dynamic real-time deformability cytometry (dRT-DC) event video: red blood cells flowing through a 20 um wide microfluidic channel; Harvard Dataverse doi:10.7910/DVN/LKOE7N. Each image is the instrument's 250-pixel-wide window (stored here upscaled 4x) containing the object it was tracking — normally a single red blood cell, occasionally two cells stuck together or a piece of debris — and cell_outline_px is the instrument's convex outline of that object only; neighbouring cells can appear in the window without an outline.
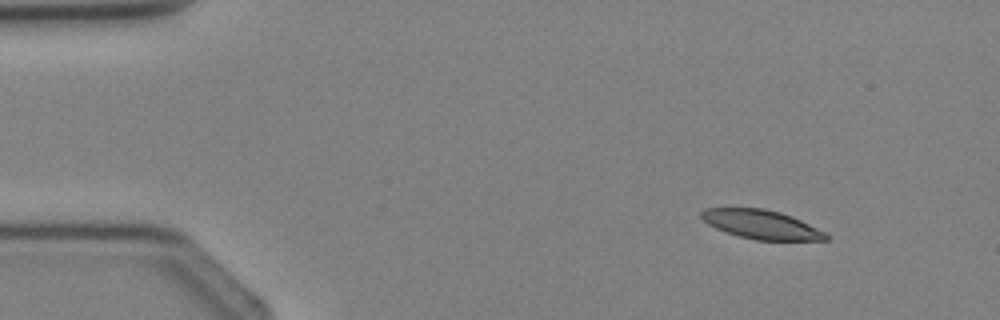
{"species": "Egyptian fruit bat (a non-hibernating species)", "species_latin": "Rousettus aegyptiacus", "temperature_condition": "cold", "stored_images_in_passage": 2, "camera_frame_rate_fps": 3000, "um_per_image_px": 0.085, "animal": {"sex": "female"}, "frame": {"image": 1, "passage_image": 1, "time_ms": 0.0, "image_size_px": [1000, 320], "cell_outline_px": [[828, 240], [756, 240], [740, 236], [716, 228], [708, 224], [700, 216], [700, 212], [704, 208], [764, 208], [780, 212], [792, 216], [824, 232], [828, 236]], "centroid_in_image_um": [64.69, 19.07], "position_along_channel_um": 20.3, "area_um2": 20.75}}
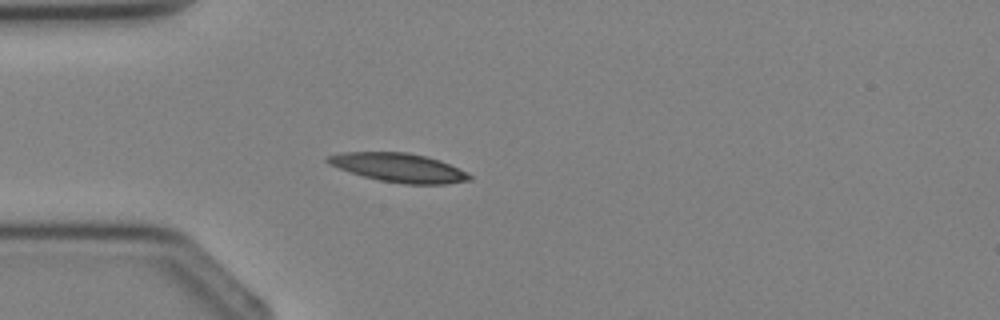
{"frame": {"image": 2, "passage_image": 2, "time_ms": 2.0, "image_size_px": [1000, 320], "cell_outline_px": [[472, 180], [444, 184], [404, 184], [380, 180], [364, 176], [328, 164], [324, 160], [328, 156], [344, 152], [408, 152], [440, 160], [468, 172], [472, 176]], "centroid_in_image_um": [33.93, 14.25], "position_along_channel_um": 51.1, "area_um2": 23.7}}